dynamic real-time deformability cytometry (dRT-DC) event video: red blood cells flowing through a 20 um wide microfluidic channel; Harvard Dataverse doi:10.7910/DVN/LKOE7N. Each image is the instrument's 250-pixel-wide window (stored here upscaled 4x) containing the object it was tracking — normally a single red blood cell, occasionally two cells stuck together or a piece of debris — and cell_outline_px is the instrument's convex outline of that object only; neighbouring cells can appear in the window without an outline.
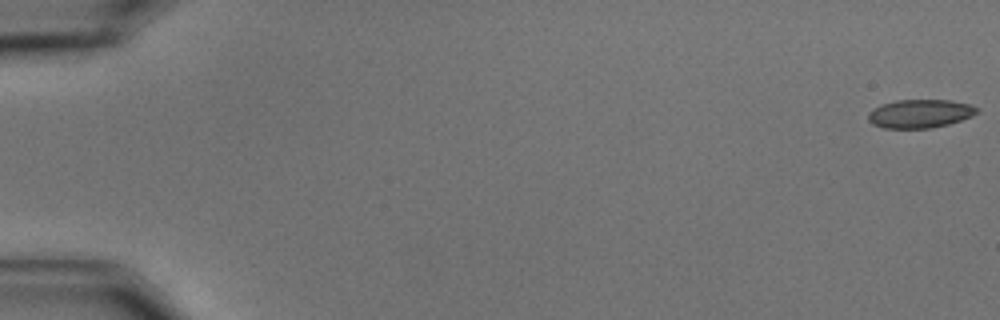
{"species": "common noctule bat (a hibernating species)", "species_latin": "Nyctalus noctula", "temperature_condition": "cold", "stored_images_in_passage": 58, "camera_frame_rate_fps": 3000, "um_per_image_px": 0.085, "animal": {"sex": "male", "body_mass_g": 15.6}, "frame": {"image": 1, "passage_image": 1, "time_ms": 0.0, "image_size_px": [1000, 320], "cell_outline_px": [[980, 112], [972, 116], [948, 124], [928, 128], [884, 128], [872, 124], [868, 120], [868, 112], [872, 108], [896, 100], [952, 100], [968, 104], [980, 108]], "centroid_in_image_um": [78.2, 9.65], "position_along_channel_um": 6.8, "area_um2": 18.09}}
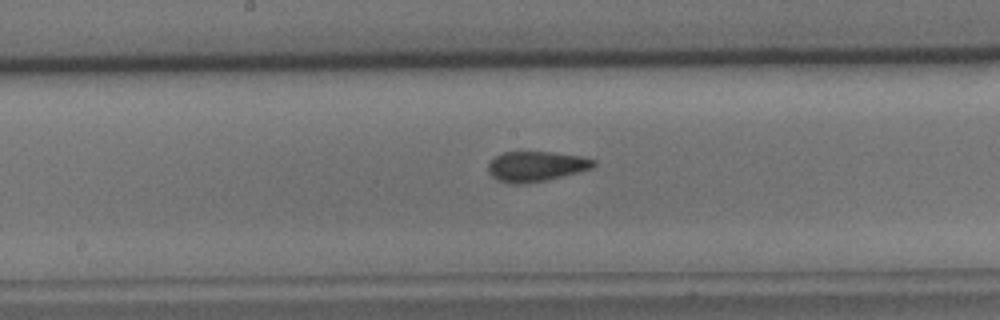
{"frame": {"image": 2, "passage_image": 31, "time_ms": 10.0, "image_size_px": [1000, 320], "cell_outline_px": [[596, 164], [592, 168], [544, 180], [520, 184], [512, 184], [496, 180], [488, 172], [488, 164], [496, 156], [504, 152], [556, 152], [580, 156], [596, 160]], "centroid_in_image_um": [45.54, 14.13], "position_along_channel_um": 202.7, "area_um2": 18.32}}
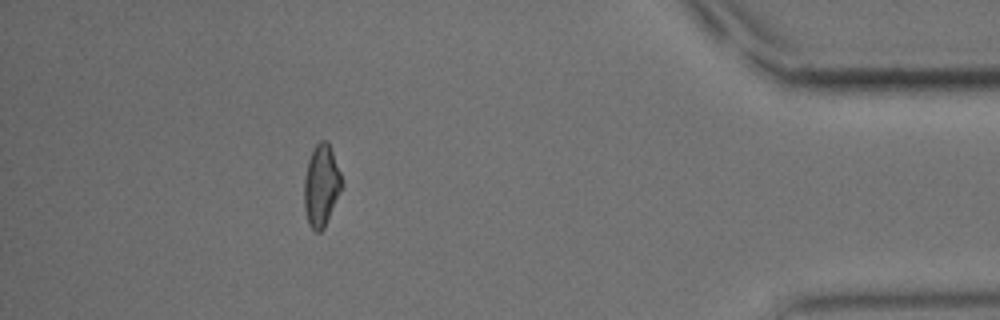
{"frame": {"image": 3, "passage_image": 52, "time_ms": 17.0, "image_size_px": [1000, 320], "cell_outline_px": [[344, 184], [324, 228], [320, 232], [316, 232], [308, 224], [304, 208], [304, 180], [308, 160], [312, 148], [320, 140], [324, 140], [328, 144], [332, 152], [340, 172]], "centroid_in_image_um": [27.3, 15.79], "position_along_channel_um": 407.9, "area_um2": 17.92}, "authors_computed_cell_mechanics": {"area_um2": 18.496, "velocity_mm_per_s": 3.5594, "shape_relaxation_time_tau1_ms": null, "shape_relaxation_time_tau2_ms": 2.4862, "deformation_change_tau1": null, "deformation_change_tau2": 0.0712}}